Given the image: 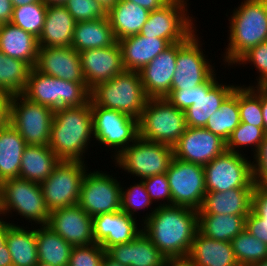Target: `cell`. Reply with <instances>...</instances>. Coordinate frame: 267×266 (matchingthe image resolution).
<instances>
[{
	"label": "cell",
	"instance_id": "obj_21",
	"mask_svg": "<svg viewBox=\"0 0 267 266\" xmlns=\"http://www.w3.org/2000/svg\"><path fill=\"white\" fill-rule=\"evenodd\" d=\"M136 219L122 210L94 216L95 243L100 244L106 251L113 245L131 242L142 232V227Z\"/></svg>",
	"mask_w": 267,
	"mask_h": 266
},
{
	"label": "cell",
	"instance_id": "obj_16",
	"mask_svg": "<svg viewBox=\"0 0 267 266\" xmlns=\"http://www.w3.org/2000/svg\"><path fill=\"white\" fill-rule=\"evenodd\" d=\"M166 176L172 205L199 210L206 194L204 167L173 157Z\"/></svg>",
	"mask_w": 267,
	"mask_h": 266
},
{
	"label": "cell",
	"instance_id": "obj_23",
	"mask_svg": "<svg viewBox=\"0 0 267 266\" xmlns=\"http://www.w3.org/2000/svg\"><path fill=\"white\" fill-rule=\"evenodd\" d=\"M176 58L177 43L171 44L139 72L148 98H165L170 93Z\"/></svg>",
	"mask_w": 267,
	"mask_h": 266
},
{
	"label": "cell",
	"instance_id": "obj_24",
	"mask_svg": "<svg viewBox=\"0 0 267 266\" xmlns=\"http://www.w3.org/2000/svg\"><path fill=\"white\" fill-rule=\"evenodd\" d=\"M106 254L124 266H166L168 261L143 230L131 242L109 247Z\"/></svg>",
	"mask_w": 267,
	"mask_h": 266
},
{
	"label": "cell",
	"instance_id": "obj_46",
	"mask_svg": "<svg viewBox=\"0 0 267 266\" xmlns=\"http://www.w3.org/2000/svg\"><path fill=\"white\" fill-rule=\"evenodd\" d=\"M106 251L100 244L73 246L68 266H102Z\"/></svg>",
	"mask_w": 267,
	"mask_h": 266
},
{
	"label": "cell",
	"instance_id": "obj_2",
	"mask_svg": "<svg viewBox=\"0 0 267 266\" xmlns=\"http://www.w3.org/2000/svg\"><path fill=\"white\" fill-rule=\"evenodd\" d=\"M93 136L90 100L80 107L54 111L49 147L61 161L85 162L83 153L88 150Z\"/></svg>",
	"mask_w": 267,
	"mask_h": 266
},
{
	"label": "cell",
	"instance_id": "obj_59",
	"mask_svg": "<svg viewBox=\"0 0 267 266\" xmlns=\"http://www.w3.org/2000/svg\"><path fill=\"white\" fill-rule=\"evenodd\" d=\"M40 0H11L13 7L23 6L31 3L39 2Z\"/></svg>",
	"mask_w": 267,
	"mask_h": 266
},
{
	"label": "cell",
	"instance_id": "obj_57",
	"mask_svg": "<svg viewBox=\"0 0 267 266\" xmlns=\"http://www.w3.org/2000/svg\"><path fill=\"white\" fill-rule=\"evenodd\" d=\"M102 266H124L119 262H116L112 258H110L107 254H105L104 259L102 261Z\"/></svg>",
	"mask_w": 267,
	"mask_h": 266
},
{
	"label": "cell",
	"instance_id": "obj_6",
	"mask_svg": "<svg viewBox=\"0 0 267 266\" xmlns=\"http://www.w3.org/2000/svg\"><path fill=\"white\" fill-rule=\"evenodd\" d=\"M140 73L124 70L90 90V100L98 106L120 111L139 119L147 102Z\"/></svg>",
	"mask_w": 267,
	"mask_h": 266
},
{
	"label": "cell",
	"instance_id": "obj_10",
	"mask_svg": "<svg viewBox=\"0 0 267 266\" xmlns=\"http://www.w3.org/2000/svg\"><path fill=\"white\" fill-rule=\"evenodd\" d=\"M173 157V147L138 137L113 161L116 167L142 180L166 173Z\"/></svg>",
	"mask_w": 267,
	"mask_h": 266
},
{
	"label": "cell",
	"instance_id": "obj_44",
	"mask_svg": "<svg viewBox=\"0 0 267 266\" xmlns=\"http://www.w3.org/2000/svg\"><path fill=\"white\" fill-rule=\"evenodd\" d=\"M63 5L76 22L107 17V11L97 0H66Z\"/></svg>",
	"mask_w": 267,
	"mask_h": 266
},
{
	"label": "cell",
	"instance_id": "obj_40",
	"mask_svg": "<svg viewBox=\"0 0 267 266\" xmlns=\"http://www.w3.org/2000/svg\"><path fill=\"white\" fill-rule=\"evenodd\" d=\"M46 10L47 4L42 0L13 7L11 23L39 38L45 22Z\"/></svg>",
	"mask_w": 267,
	"mask_h": 266
},
{
	"label": "cell",
	"instance_id": "obj_19",
	"mask_svg": "<svg viewBox=\"0 0 267 266\" xmlns=\"http://www.w3.org/2000/svg\"><path fill=\"white\" fill-rule=\"evenodd\" d=\"M47 226L72 246H88L95 243L93 217L79 205L51 211Z\"/></svg>",
	"mask_w": 267,
	"mask_h": 266
},
{
	"label": "cell",
	"instance_id": "obj_15",
	"mask_svg": "<svg viewBox=\"0 0 267 266\" xmlns=\"http://www.w3.org/2000/svg\"><path fill=\"white\" fill-rule=\"evenodd\" d=\"M197 32L177 43L176 70L171 90H187L205 83L214 73L215 66L205 58ZM208 59V60H207ZM214 69V70H213Z\"/></svg>",
	"mask_w": 267,
	"mask_h": 266
},
{
	"label": "cell",
	"instance_id": "obj_43",
	"mask_svg": "<svg viewBox=\"0 0 267 266\" xmlns=\"http://www.w3.org/2000/svg\"><path fill=\"white\" fill-rule=\"evenodd\" d=\"M130 185V187H121V210L133 218L135 213L143 208H148L153 202L148 195L142 180ZM125 188V190H124Z\"/></svg>",
	"mask_w": 267,
	"mask_h": 266
},
{
	"label": "cell",
	"instance_id": "obj_29",
	"mask_svg": "<svg viewBox=\"0 0 267 266\" xmlns=\"http://www.w3.org/2000/svg\"><path fill=\"white\" fill-rule=\"evenodd\" d=\"M0 51L35 67L39 51L38 38L10 23L0 25Z\"/></svg>",
	"mask_w": 267,
	"mask_h": 266
},
{
	"label": "cell",
	"instance_id": "obj_39",
	"mask_svg": "<svg viewBox=\"0 0 267 266\" xmlns=\"http://www.w3.org/2000/svg\"><path fill=\"white\" fill-rule=\"evenodd\" d=\"M231 244L239 266H247L267 259V245L246 229L232 239Z\"/></svg>",
	"mask_w": 267,
	"mask_h": 266
},
{
	"label": "cell",
	"instance_id": "obj_41",
	"mask_svg": "<svg viewBox=\"0 0 267 266\" xmlns=\"http://www.w3.org/2000/svg\"><path fill=\"white\" fill-rule=\"evenodd\" d=\"M238 106L242 123L264 127L260 96L250 86H238Z\"/></svg>",
	"mask_w": 267,
	"mask_h": 266
},
{
	"label": "cell",
	"instance_id": "obj_35",
	"mask_svg": "<svg viewBox=\"0 0 267 266\" xmlns=\"http://www.w3.org/2000/svg\"><path fill=\"white\" fill-rule=\"evenodd\" d=\"M248 215L198 214V231L205 237L231 242L245 229Z\"/></svg>",
	"mask_w": 267,
	"mask_h": 266
},
{
	"label": "cell",
	"instance_id": "obj_53",
	"mask_svg": "<svg viewBox=\"0 0 267 266\" xmlns=\"http://www.w3.org/2000/svg\"><path fill=\"white\" fill-rule=\"evenodd\" d=\"M250 87L260 96L264 131L267 135V86L250 85Z\"/></svg>",
	"mask_w": 267,
	"mask_h": 266
},
{
	"label": "cell",
	"instance_id": "obj_7",
	"mask_svg": "<svg viewBox=\"0 0 267 266\" xmlns=\"http://www.w3.org/2000/svg\"><path fill=\"white\" fill-rule=\"evenodd\" d=\"M138 127L140 138L173 147L187 128L185 112L165 98H148Z\"/></svg>",
	"mask_w": 267,
	"mask_h": 266
},
{
	"label": "cell",
	"instance_id": "obj_22",
	"mask_svg": "<svg viewBox=\"0 0 267 266\" xmlns=\"http://www.w3.org/2000/svg\"><path fill=\"white\" fill-rule=\"evenodd\" d=\"M35 68L52 77L86 83L79 52L72 47H39Z\"/></svg>",
	"mask_w": 267,
	"mask_h": 266
},
{
	"label": "cell",
	"instance_id": "obj_27",
	"mask_svg": "<svg viewBox=\"0 0 267 266\" xmlns=\"http://www.w3.org/2000/svg\"><path fill=\"white\" fill-rule=\"evenodd\" d=\"M187 260L193 266H239L231 242L218 241L196 232Z\"/></svg>",
	"mask_w": 267,
	"mask_h": 266
},
{
	"label": "cell",
	"instance_id": "obj_31",
	"mask_svg": "<svg viewBox=\"0 0 267 266\" xmlns=\"http://www.w3.org/2000/svg\"><path fill=\"white\" fill-rule=\"evenodd\" d=\"M60 162L49 146L27 145L21 159L19 178L41 184Z\"/></svg>",
	"mask_w": 267,
	"mask_h": 266
},
{
	"label": "cell",
	"instance_id": "obj_61",
	"mask_svg": "<svg viewBox=\"0 0 267 266\" xmlns=\"http://www.w3.org/2000/svg\"><path fill=\"white\" fill-rule=\"evenodd\" d=\"M247 266H267V259L262 260L260 262L253 263V264H249Z\"/></svg>",
	"mask_w": 267,
	"mask_h": 266
},
{
	"label": "cell",
	"instance_id": "obj_36",
	"mask_svg": "<svg viewBox=\"0 0 267 266\" xmlns=\"http://www.w3.org/2000/svg\"><path fill=\"white\" fill-rule=\"evenodd\" d=\"M36 228L38 261L52 266H68L72 245L47 225Z\"/></svg>",
	"mask_w": 267,
	"mask_h": 266
},
{
	"label": "cell",
	"instance_id": "obj_34",
	"mask_svg": "<svg viewBox=\"0 0 267 266\" xmlns=\"http://www.w3.org/2000/svg\"><path fill=\"white\" fill-rule=\"evenodd\" d=\"M26 228L12 223L7 229L6 244L13 266H35L38 262L36 226Z\"/></svg>",
	"mask_w": 267,
	"mask_h": 266
},
{
	"label": "cell",
	"instance_id": "obj_14",
	"mask_svg": "<svg viewBox=\"0 0 267 266\" xmlns=\"http://www.w3.org/2000/svg\"><path fill=\"white\" fill-rule=\"evenodd\" d=\"M242 154L226 150L203 166L207 192L254 188L251 160Z\"/></svg>",
	"mask_w": 267,
	"mask_h": 266
},
{
	"label": "cell",
	"instance_id": "obj_50",
	"mask_svg": "<svg viewBox=\"0 0 267 266\" xmlns=\"http://www.w3.org/2000/svg\"><path fill=\"white\" fill-rule=\"evenodd\" d=\"M245 229L267 245V220L256 216L252 211L245 218Z\"/></svg>",
	"mask_w": 267,
	"mask_h": 266
},
{
	"label": "cell",
	"instance_id": "obj_52",
	"mask_svg": "<svg viewBox=\"0 0 267 266\" xmlns=\"http://www.w3.org/2000/svg\"><path fill=\"white\" fill-rule=\"evenodd\" d=\"M11 95L0 90V128L9 123V104Z\"/></svg>",
	"mask_w": 267,
	"mask_h": 266
},
{
	"label": "cell",
	"instance_id": "obj_5",
	"mask_svg": "<svg viewBox=\"0 0 267 266\" xmlns=\"http://www.w3.org/2000/svg\"><path fill=\"white\" fill-rule=\"evenodd\" d=\"M28 100L54 111L60 108L80 107L90 100L86 83H75L30 69L27 85L22 93Z\"/></svg>",
	"mask_w": 267,
	"mask_h": 266
},
{
	"label": "cell",
	"instance_id": "obj_37",
	"mask_svg": "<svg viewBox=\"0 0 267 266\" xmlns=\"http://www.w3.org/2000/svg\"><path fill=\"white\" fill-rule=\"evenodd\" d=\"M240 123L237 85L235 90L221 104V107L209 117L205 128L227 141Z\"/></svg>",
	"mask_w": 267,
	"mask_h": 266
},
{
	"label": "cell",
	"instance_id": "obj_62",
	"mask_svg": "<svg viewBox=\"0 0 267 266\" xmlns=\"http://www.w3.org/2000/svg\"><path fill=\"white\" fill-rule=\"evenodd\" d=\"M35 266H52L51 264H47L45 262H37Z\"/></svg>",
	"mask_w": 267,
	"mask_h": 266
},
{
	"label": "cell",
	"instance_id": "obj_60",
	"mask_svg": "<svg viewBox=\"0 0 267 266\" xmlns=\"http://www.w3.org/2000/svg\"><path fill=\"white\" fill-rule=\"evenodd\" d=\"M47 5H62L66 0H42Z\"/></svg>",
	"mask_w": 267,
	"mask_h": 266
},
{
	"label": "cell",
	"instance_id": "obj_51",
	"mask_svg": "<svg viewBox=\"0 0 267 266\" xmlns=\"http://www.w3.org/2000/svg\"><path fill=\"white\" fill-rule=\"evenodd\" d=\"M1 217L0 215V266H13L11 253L6 244L7 229L12 222H6L5 218Z\"/></svg>",
	"mask_w": 267,
	"mask_h": 266
},
{
	"label": "cell",
	"instance_id": "obj_32",
	"mask_svg": "<svg viewBox=\"0 0 267 266\" xmlns=\"http://www.w3.org/2000/svg\"><path fill=\"white\" fill-rule=\"evenodd\" d=\"M116 42L107 17L77 21L71 47L77 52L112 46Z\"/></svg>",
	"mask_w": 267,
	"mask_h": 266
},
{
	"label": "cell",
	"instance_id": "obj_20",
	"mask_svg": "<svg viewBox=\"0 0 267 266\" xmlns=\"http://www.w3.org/2000/svg\"><path fill=\"white\" fill-rule=\"evenodd\" d=\"M83 75L89 90L109 81L125 69L122 51L116 41L112 46L79 52Z\"/></svg>",
	"mask_w": 267,
	"mask_h": 266
},
{
	"label": "cell",
	"instance_id": "obj_55",
	"mask_svg": "<svg viewBox=\"0 0 267 266\" xmlns=\"http://www.w3.org/2000/svg\"><path fill=\"white\" fill-rule=\"evenodd\" d=\"M134 2L135 4L147 9L149 12L162 8L170 0H123Z\"/></svg>",
	"mask_w": 267,
	"mask_h": 266
},
{
	"label": "cell",
	"instance_id": "obj_58",
	"mask_svg": "<svg viewBox=\"0 0 267 266\" xmlns=\"http://www.w3.org/2000/svg\"><path fill=\"white\" fill-rule=\"evenodd\" d=\"M97 1L103 6V8L106 11L111 9L118 2V0H97Z\"/></svg>",
	"mask_w": 267,
	"mask_h": 266
},
{
	"label": "cell",
	"instance_id": "obj_12",
	"mask_svg": "<svg viewBox=\"0 0 267 266\" xmlns=\"http://www.w3.org/2000/svg\"><path fill=\"white\" fill-rule=\"evenodd\" d=\"M188 0H170L162 8L149 12L139 34L165 39L170 45L185 41L196 30L188 14Z\"/></svg>",
	"mask_w": 267,
	"mask_h": 266
},
{
	"label": "cell",
	"instance_id": "obj_25",
	"mask_svg": "<svg viewBox=\"0 0 267 266\" xmlns=\"http://www.w3.org/2000/svg\"><path fill=\"white\" fill-rule=\"evenodd\" d=\"M122 51L125 70L140 72L170 44L165 39L145 37L141 34L128 36L117 41Z\"/></svg>",
	"mask_w": 267,
	"mask_h": 266
},
{
	"label": "cell",
	"instance_id": "obj_26",
	"mask_svg": "<svg viewBox=\"0 0 267 266\" xmlns=\"http://www.w3.org/2000/svg\"><path fill=\"white\" fill-rule=\"evenodd\" d=\"M76 21L62 5H47L39 47H71Z\"/></svg>",
	"mask_w": 267,
	"mask_h": 266
},
{
	"label": "cell",
	"instance_id": "obj_49",
	"mask_svg": "<svg viewBox=\"0 0 267 266\" xmlns=\"http://www.w3.org/2000/svg\"><path fill=\"white\" fill-rule=\"evenodd\" d=\"M251 211L267 220V186L255 183L252 195Z\"/></svg>",
	"mask_w": 267,
	"mask_h": 266
},
{
	"label": "cell",
	"instance_id": "obj_33",
	"mask_svg": "<svg viewBox=\"0 0 267 266\" xmlns=\"http://www.w3.org/2000/svg\"><path fill=\"white\" fill-rule=\"evenodd\" d=\"M26 146L24 139L10 123L0 128V183L6 179L19 178Z\"/></svg>",
	"mask_w": 267,
	"mask_h": 266
},
{
	"label": "cell",
	"instance_id": "obj_38",
	"mask_svg": "<svg viewBox=\"0 0 267 266\" xmlns=\"http://www.w3.org/2000/svg\"><path fill=\"white\" fill-rule=\"evenodd\" d=\"M31 67L24 61L6 56L0 51V90L10 94H22Z\"/></svg>",
	"mask_w": 267,
	"mask_h": 266
},
{
	"label": "cell",
	"instance_id": "obj_17",
	"mask_svg": "<svg viewBox=\"0 0 267 266\" xmlns=\"http://www.w3.org/2000/svg\"><path fill=\"white\" fill-rule=\"evenodd\" d=\"M113 175L103 171L86 172L78 205L91 217L121 210V185Z\"/></svg>",
	"mask_w": 267,
	"mask_h": 266
},
{
	"label": "cell",
	"instance_id": "obj_28",
	"mask_svg": "<svg viewBox=\"0 0 267 266\" xmlns=\"http://www.w3.org/2000/svg\"><path fill=\"white\" fill-rule=\"evenodd\" d=\"M254 188H235L222 192H206L198 214L249 215Z\"/></svg>",
	"mask_w": 267,
	"mask_h": 266
},
{
	"label": "cell",
	"instance_id": "obj_45",
	"mask_svg": "<svg viewBox=\"0 0 267 266\" xmlns=\"http://www.w3.org/2000/svg\"><path fill=\"white\" fill-rule=\"evenodd\" d=\"M257 69L259 77L256 79L258 86H267V41L258 44L244 53L235 63L238 65H246L250 63ZM238 64V65H237Z\"/></svg>",
	"mask_w": 267,
	"mask_h": 266
},
{
	"label": "cell",
	"instance_id": "obj_13",
	"mask_svg": "<svg viewBox=\"0 0 267 266\" xmlns=\"http://www.w3.org/2000/svg\"><path fill=\"white\" fill-rule=\"evenodd\" d=\"M86 162L61 161L40 186L47 209L53 210L78 205Z\"/></svg>",
	"mask_w": 267,
	"mask_h": 266
},
{
	"label": "cell",
	"instance_id": "obj_30",
	"mask_svg": "<svg viewBox=\"0 0 267 266\" xmlns=\"http://www.w3.org/2000/svg\"><path fill=\"white\" fill-rule=\"evenodd\" d=\"M149 11L134 2L118 0L107 11V18L116 41L139 34L146 23Z\"/></svg>",
	"mask_w": 267,
	"mask_h": 266
},
{
	"label": "cell",
	"instance_id": "obj_47",
	"mask_svg": "<svg viewBox=\"0 0 267 266\" xmlns=\"http://www.w3.org/2000/svg\"><path fill=\"white\" fill-rule=\"evenodd\" d=\"M142 181L152 202L164 200L163 204L159 202L160 204L158 206L172 205V196L166 173L150 176L142 179Z\"/></svg>",
	"mask_w": 267,
	"mask_h": 266
},
{
	"label": "cell",
	"instance_id": "obj_42",
	"mask_svg": "<svg viewBox=\"0 0 267 266\" xmlns=\"http://www.w3.org/2000/svg\"><path fill=\"white\" fill-rule=\"evenodd\" d=\"M265 136L264 127H255L254 125L241 122L226 141V150L241 154L242 149L238 150L239 147L245 148L254 146L252 148L253 150H251L254 154L259 145L263 142Z\"/></svg>",
	"mask_w": 267,
	"mask_h": 266
},
{
	"label": "cell",
	"instance_id": "obj_18",
	"mask_svg": "<svg viewBox=\"0 0 267 266\" xmlns=\"http://www.w3.org/2000/svg\"><path fill=\"white\" fill-rule=\"evenodd\" d=\"M225 151L226 141L205 127H187L173 146L175 158L202 166Z\"/></svg>",
	"mask_w": 267,
	"mask_h": 266
},
{
	"label": "cell",
	"instance_id": "obj_1",
	"mask_svg": "<svg viewBox=\"0 0 267 266\" xmlns=\"http://www.w3.org/2000/svg\"><path fill=\"white\" fill-rule=\"evenodd\" d=\"M146 213L143 232L168 260L187 259L198 231V211L182 206H156Z\"/></svg>",
	"mask_w": 267,
	"mask_h": 266
},
{
	"label": "cell",
	"instance_id": "obj_48",
	"mask_svg": "<svg viewBox=\"0 0 267 266\" xmlns=\"http://www.w3.org/2000/svg\"><path fill=\"white\" fill-rule=\"evenodd\" d=\"M252 170L254 182L267 186V135L253 155Z\"/></svg>",
	"mask_w": 267,
	"mask_h": 266
},
{
	"label": "cell",
	"instance_id": "obj_8",
	"mask_svg": "<svg viewBox=\"0 0 267 266\" xmlns=\"http://www.w3.org/2000/svg\"><path fill=\"white\" fill-rule=\"evenodd\" d=\"M17 212L28 222L47 225L50 211L47 209L40 183L21 178L6 179L0 183V215Z\"/></svg>",
	"mask_w": 267,
	"mask_h": 266
},
{
	"label": "cell",
	"instance_id": "obj_3",
	"mask_svg": "<svg viewBox=\"0 0 267 266\" xmlns=\"http://www.w3.org/2000/svg\"><path fill=\"white\" fill-rule=\"evenodd\" d=\"M228 21L229 43L223 61L234 67L249 49L267 41V0H244L233 10Z\"/></svg>",
	"mask_w": 267,
	"mask_h": 266
},
{
	"label": "cell",
	"instance_id": "obj_11",
	"mask_svg": "<svg viewBox=\"0 0 267 266\" xmlns=\"http://www.w3.org/2000/svg\"><path fill=\"white\" fill-rule=\"evenodd\" d=\"M94 140L109 149H115L116 158L125 148L139 137L138 119L95 105L90 100Z\"/></svg>",
	"mask_w": 267,
	"mask_h": 266
},
{
	"label": "cell",
	"instance_id": "obj_54",
	"mask_svg": "<svg viewBox=\"0 0 267 266\" xmlns=\"http://www.w3.org/2000/svg\"><path fill=\"white\" fill-rule=\"evenodd\" d=\"M13 15L11 0H0V25L10 23Z\"/></svg>",
	"mask_w": 267,
	"mask_h": 266
},
{
	"label": "cell",
	"instance_id": "obj_4",
	"mask_svg": "<svg viewBox=\"0 0 267 266\" xmlns=\"http://www.w3.org/2000/svg\"><path fill=\"white\" fill-rule=\"evenodd\" d=\"M216 74L199 86L187 90H171L165 97L173 106L185 112L187 127H205L209 117L237 87L233 83L219 84Z\"/></svg>",
	"mask_w": 267,
	"mask_h": 266
},
{
	"label": "cell",
	"instance_id": "obj_9",
	"mask_svg": "<svg viewBox=\"0 0 267 266\" xmlns=\"http://www.w3.org/2000/svg\"><path fill=\"white\" fill-rule=\"evenodd\" d=\"M54 110L28 100L22 94L11 95L9 123L27 145L49 146Z\"/></svg>",
	"mask_w": 267,
	"mask_h": 266
},
{
	"label": "cell",
	"instance_id": "obj_56",
	"mask_svg": "<svg viewBox=\"0 0 267 266\" xmlns=\"http://www.w3.org/2000/svg\"><path fill=\"white\" fill-rule=\"evenodd\" d=\"M166 266H193L187 259L168 260Z\"/></svg>",
	"mask_w": 267,
	"mask_h": 266
}]
</instances>
